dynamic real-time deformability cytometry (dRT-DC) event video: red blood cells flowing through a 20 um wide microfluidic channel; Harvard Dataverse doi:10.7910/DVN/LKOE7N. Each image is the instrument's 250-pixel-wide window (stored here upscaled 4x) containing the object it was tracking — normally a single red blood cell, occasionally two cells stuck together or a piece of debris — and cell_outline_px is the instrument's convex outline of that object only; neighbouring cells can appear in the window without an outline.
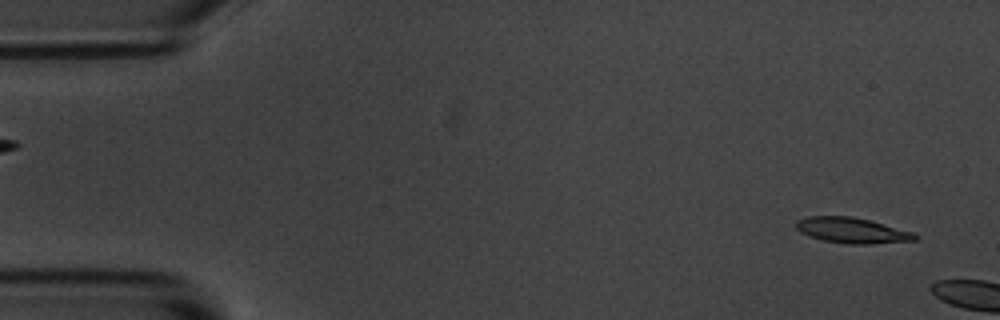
{"species": "common noctule bat (a hibernating species)", "species_latin": "Nyctalus noctula", "temperature_condition": "room temperature", "stored_images_in_passage": 2, "camera_frame_rate_fps": 3000, "um_per_image_px": 0.085, "animal": {"sex": "male", "body_mass_g": 20.1, "forearm_length_mm": 53.5}, "frame": {"image": 1, "passage_image": 1, "time_ms": 0.0, "image_size_px": [1000, 320], "cell_outline_px": [[916, 240], [872, 244], [848, 244], [824, 240], [808, 236], [800, 232], [796, 228], [796, 220], [808, 216], [852, 216], [868, 220], [912, 232], [916, 236]], "centroid_in_image_um": [72.36, 19.58], "position_along_channel_um": 12.6, "area_um2": 17.51}}